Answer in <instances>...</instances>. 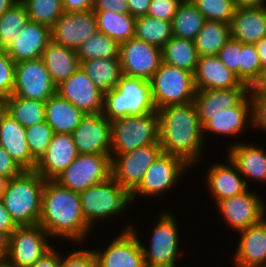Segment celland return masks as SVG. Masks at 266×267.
Segmentation results:
<instances>
[{
  "mask_svg": "<svg viewBox=\"0 0 266 267\" xmlns=\"http://www.w3.org/2000/svg\"><path fill=\"white\" fill-rule=\"evenodd\" d=\"M158 112L159 144L162 151L196 163L203 150L202 126L193 102L165 106Z\"/></svg>",
  "mask_w": 266,
  "mask_h": 267,
  "instance_id": "obj_1",
  "label": "cell"
},
{
  "mask_svg": "<svg viewBox=\"0 0 266 267\" xmlns=\"http://www.w3.org/2000/svg\"><path fill=\"white\" fill-rule=\"evenodd\" d=\"M41 225L49 236L83 241L90 227L83 218L81 199L77 192L46 180L42 192Z\"/></svg>",
  "mask_w": 266,
  "mask_h": 267,
  "instance_id": "obj_2",
  "label": "cell"
},
{
  "mask_svg": "<svg viewBox=\"0 0 266 267\" xmlns=\"http://www.w3.org/2000/svg\"><path fill=\"white\" fill-rule=\"evenodd\" d=\"M45 181L35 170H24L9 179L2 200L17 226L39 223Z\"/></svg>",
  "mask_w": 266,
  "mask_h": 267,
  "instance_id": "obj_3",
  "label": "cell"
},
{
  "mask_svg": "<svg viewBox=\"0 0 266 267\" xmlns=\"http://www.w3.org/2000/svg\"><path fill=\"white\" fill-rule=\"evenodd\" d=\"M155 111L150 80L122 75L117 86L104 93L103 115L110 121Z\"/></svg>",
  "mask_w": 266,
  "mask_h": 267,
  "instance_id": "obj_4",
  "label": "cell"
},
{
  "mask_svg": "<svg viewBox=\"0 0 266 267\" xmlns=\"http://www.w3.org/2000/svg\"><path fill=\"white\" fill-rule=\"evenodd\" d=\"M151 144H159L157 111L111 121L112 158Z\"/></svg>",
  "mask_w": 266,
  "mask_h": 267,
  "instance_id": "obj_5",
  "label": "cell"
},
{
  "mask_svg": "<svg viewBox=\"0 0 266 267\" xmlns=\"http://www.w3.org/2000/svg\"><path fill=\"white\" fill-rule=\"evenodd\" d=\"M82 215L89 227L97 219L118 215L133 202L132 191L123 188L113 177L79 193Z\"/></svg>",
  "mask_w": 266,
  "mask_h": 267,
  "instance_id": "obj_6",
  "label": "cell"
},
{
  "mask_svg": "<svg viewBox=\"0 0 266 267\" xmlns=\"http://www.w3.org/2000/svg\"><path fill=\"white\" fill-rule=\"evenodd\" d=\"M150 87L156 110L169 105L189 104L196 93L192 72L164 62L150 79Z\"/></svg>",
  "mask_w": 266,
  "mask_h": 267,
  "instance_id": "obj_7",
  "label": "cell"
},
{
  "mask_svg": "<svg viewBox=\"0 0 266 267\" xmlns=\"http://www.w3.org/2000/svg\"><path fill=\"white\" fill-rule=\"evenodd\" d=\"M112 177V157L107 154H79L54 180L80 193Z\"/></svg>",
  "mask_w": 266,
  "mask_h": 267,
  "instance_id": "obj_8",
  "label": "cell"
},
{
  "mask_svg": "<svg viewBox=\"0 0 266 267\" xmlns=\"http://www.w3.org/2000/svg\"><path fill=\"white\" fill-rule=\"evenodd\" d=\"M56 87L42 58L16 63L12 95L46 102L56 93Z\"/></svg>",
  "mask_w": 266,
  "mask_h": 267,
  "instance_id": "obj_9",
  "label": "cell"
},
{
  "mask_svg": "<svg viewBox=\"0 0 266 267\" xmlns=\"http://www.w3.org/2000/svg\"><path fill=\"white\" fill-rule=\"evenodd\" d=\"M160 144H151L112 158V177L126 190L133 191L147 169L162 153Z\"/></svg>",
  "mask_w": 266,
  "mask_h": 267,
  "instance_id": "obj_10",
  "label": "cell"
},
{
  "mask_svg": "<svg viewBox=\"0 0 266 267\" xmlns=\"http://www.w3.org/2000/svg\"><path fill=\"white\" fill-rule=\"evenodd\" d=\"M47 237L49 234L39 224L18 226L9 236L7 259L18 267L33 265L52 249Z\"/></svg>",
  "mask_w": 266,
  "mask_h": 267,
  "instance_id": "obj_11",
  "label": "cell"
},
{
  "mask_svg": "<svg viewBox=\"0 0 266 267\" xmlns=\"http://www.w3.org/2000/svg\"><path fill=\"white\" fill-rule=\"evenodd\" d=\"M174 215L166 213L160 216L153 231L150 249L142 245L147 267H176L178 254V228Z\"/></svg>",
  "mask_w": 266,
  "mask_h": 267,
  "instance_id": "obj_12",
  "label": "cell"
},
{
  "mask_svg": "<svg viewBox=\"0 0 266 267\" xmlns=\"http://www.w3.org/2000/svg\"><path fill=\"white\" fill-rule=\"evenodd\" d=\"M122 75L150 80L163 62L162 49L135 37L120 44Z\"/></svg>",
  "mask_w": 266,
  "mask_h": 267,
  "instance_id": "obj_13",
  "label": "cell"
},
{
  "mask_svg": "<svg viewBox=\"0 0 266 267\" xmlns=\"http://www.w3.org/2000/svg\"><path fill=\"white\" fill-rule=\"evenodd\" d=\"M72 137L78 154H107L112 157L111 121L103 113L84 114Z\"/></svg>",
  "mask_w": 266,
  "mask_h": 267,
  "instance_id": "obj_14",
  "label": "cell"
},
{
  "mask_svg": "<svg viewBox=\"0 0 266 267\" xmlns=\"http://www.w3.org/2000/svg\"><path fill=\"white\" fill-rule=\"evenodd\" d=\"M189 165L180 157L162 152L154 163L147 169L140 184L132 191L133 200L137 194L154 196L167 191L176 184L179 175ZM184 168V170H183Z\"/></svg>",
  "mask_w": 266,
  "mask_h": 267,
  "instance_id": "obj_15",
  "label": "cell"
},
{
  "mask_svg": "<svg viewBox=\"0 0 266 267\" xmlns=\"http://www.w3.org/2000/svg\"><path fill=\"white\" fill-rule=\"evenodd\" d=\"M98 267H147L141 241L133 226L125 228L109 246L100 252L93 250Z\"/></svg>",
  "mask_w": 266,
  "mask_h": 267,
  "instance_id": "obj_16",
  "label": "cell"
},
{
  "mask_svg": "<svg viewBox=\"0 0 266 267\" xmlns=\"http://www.w3.org/2000/svg\"><path fill=\"white\" fill-rule=\"evenodd\" d=\"M97 31V20L93 10L65 12L51 27V40L77 50Z\"/></svg>",
  "mask_w": 266,
  "mask_h": 267,
  "instance_id": "obj_17",
  "label": "cell"
},
{
  "mask_svg": "<svg viewBox=\"0 0 266 267\" xmlns=\"http://www.w3.org/2000/svg\"><path fill=\"white\" fill-rule=\"evenodd\" d=\"M56 93L85 114L103 113L104 93L93 84L81 67L57 85Z\"/></svg>",
  "mask_w": 266,
  "mask_h": 267,
  "instance_id": "obj_18",
  "label": "cell"
},
{
  "mask_svg": "<svg viewBox=\"0 0 266 267\" xmlns=\"http://www.w3.org/2000/svg\"><path fill=\"white\" fill-rule=\"evenodd\" d=\"M217 206L229 226L239 232L261 221L266 208L259 196L248 190L218 201Z\"/></svg>",
  "mask_w": 266,
  "mask_h": 267,
  "instance_id": "obj_19",
  "label": "cell"
},
{
  "mask_svg": "<svg viewBox=\"0 0 266 267\" xmlns=\"http://www.w3.org/2000/svg\"><path fill=\"white\" fill-rule=\"evenodd\" d=\"M250 106L251 109H249ZM197 114L202 126V133L210 131L219 135L225 134L226 136H234L243 131V128H245L249 118L252 122V101L248 93L234 107L221 110L217 113Z\"/></svg>",
  "mask_w": 266,
  "mask_h": 267,
  "instance_id": "obj_20",
  "label": "cell"
},
{
  "mask_svg": "<svg viewBox=\"0 0 266 267\" xmlns=\"http://www.w3.org/2000/svg\"><path fill=\"white\" fill-rule=\"evenodd\" d=\"M78 155L72 134L54 133L45 153L37 161L35 171L45 180H54Z\"/></svg>",
  "mask_w": 266,
  "mask_h": 267,
  "instance_id": "obj_21",
  "label": "cell"
},
{
  "mask_svg": "<svg viewBox=\"0 0 266 267\" xmlns=\"http://www.w3.org/2000/svg\"><path fill=\"white\" fill-rule=\"evenodd\" d=\"M51 41V28L29 20L25 28L4 50L15 63L41 58Z\"/></svg>",
  "mask_w": 266,
  "mask_h": 267,
  "instance_id": "obj_22",
  "label": "cell"
},
{
  "mask_svg": "<svg viewBox=\"0 0 266 267\" xmlns=\"http://www.w3.org/2000/svg\"><path fill=\"white\" fill-rule=\"evenodd\" d=\"M196 90L248 88L215 56H201L194 72Z\"/></svg>",
  "mask_w": 266,
  "mask_h": 267,
  "instance_id": "obj_23",
  "label": "cell"
},
{
  "mask_svg": "<svg viewBox=\"0 0 266 267\" xmlns=\"http://www.w3.org/2000/svg\"><path fill=\"white\" fill-rule=\"evenodd\" d=\"M240 232L235 267H266V218Z\"/></svg>",
  "mask_w": 266,
  "mask_h": 267,
  "instance_id": "obj_24",
  "label": "cell"
},
{
  "mask_svg": "<svg viewBox=\"0 0 266 267\" xmlns=\"http://www.w3.org/2000/svg\"><path fill=\"white\" fill-rule=\"evenodd\" d=\"M0 146L23 170H35L37 160L29 150L26 128L8 113L0 121Z\"/></svg>",
  "mask_w": 266,
  "mask_h": 267,
  "instance_id": "obj_25",
  "label": "cell"
},
{
  "mask_svg": "<svg viewBox=\"0 0 266 267\" xmlns=\"http://www.w3.org/2000/svg\"><path fill=\"white\" fill-rule=\"evenodd\" d=\"M231 25V38L256 44L266 37V6L237 7Z\"/></svg>",
  "mask_w": 266,
  "mask_h": 267,
  "instance_id": "obj_26",
  "label": "cell"
},
{
  "mask_svg": "<svg viewBox=\"0 0 266 267\" xmlns=\"http://www.w3.org/2000/svg\"><path fill=\"white\" fill-rule=\"evenodd\" d=\"M230 166L215 164L208 171V190L216 203L222 199L240 195L247 191L248 183L243 180L237 166L229 159Z\"/></svg>",
  "mask_w": 266,
  "mask_h": 267,
  "instance_id": "obj_27",
  "label": "cell"
},
{
  "mask_svg": "<svg viewBox=\"0 0 266 267\" xmlns=\"http://www.w3.org/2000/svg\"><path fill=\"white\" fill-rule=\"evenodd\" d=\"M41 58L56 86L80 68L76 50L57 44L52 40L44 49Z\"/></svg>",
  "mask_w": 266,
  "mask_h": 267,
  "instance_id": "obj_28",
  "label": "cell"
},
{
  "mask_svg": "<svg viewBox=\"0 0 266 267\" xmlns=\"http://www.w3.org/2000/svg\"><path fill=\"white\" fill-rule=\"evenodd\" d=\"M84 114L57 93L45 102V121L54 133L72 134Z\"/></svg>",
  "mask_w": 266,
  "mask_h": 267,
  "instance_id": "obj_29",
  "label": "cell"
},
{
  "mask_svg": "<svg viewBox=\"0 0 266 267\" xmlns=\"http://www.w3.org/2000/svg\"><path fill=\"white\" fill-rule=\"evenodd\" d=\"M228 154V159L237 166L245 179L266 181V152L263 148L238 143L233 144Z\"/></svg>",
  "mask_w": 266,
  "mask_h": 267,
  "instance_id": "obj_30",
  "label": "cell"
},
{
  "mask_svg": "<svg viewBox=\"0 0 266 267\" xmlns=\"http://www.w3.org/2000/svg\"><path fill=\"white\" fill-rule=\"evenodd\" d=\"M248 93V88L196 90L193 103L197 113H217L236 106Z\"/></svg>",
  "mask_w": 266,
  "mask_h": 267,
  "instance_id": "obj_31",
  "label": "cell"
},
{
  "mask_svg": "<svg viewBox=\"0 0 266 267\" xmlns=\"http://www.w3.org/2000/svg\"><path fill=\"white\" fill-rule=\"evenodd\" d=\"M80 67L103 93L114 89L122 77L119 57L82 61Z\"/></svg>",
  "mask_w": 266,
  "mask_h": 267,
  "instance_id": "obj_32",
  "label": "cell"
},
{
  "mask_svg": "<svg viewBox=\"0 0 266 267\" xmlns=\"http://www.w3.org/2000/svg\"><path fill=\"white\" fill-rule=\"evenodd\" d=\"M99 32L106 34L119 44L128 41L135 35L136 18L130 13L112 11H94Z\"/></svg>",
  "mask_w": 266,
  "mask_h": 267,
  "instance_id": "obj_33",
  "label": "cell"
},
{
  "mask_svg": "<svg viewBox=\"0 0 266 267\" xmlns=\"http://www.w3.org/2000/svg\"><path fill=\"white\" fill-rule=\"evenodd\" d=\"M231 39V25L206 20L194 43L199 57L218 55L219 50Z\"/></svg>",
  "mask_w": 266,
  "mask_h": 267,
  "instance_id": "obj_34",
  "label": "cell"
},
{
  "mask_svg": "<svg viewBox=\"0 0 266 267\" xmlns=\"http://www.w3.org/2000/svg\"><path fill=\"white\" fill-rule=\"evenodd\" d=\"M163 62L194 74L199 55L193 40L172 36L162 48Z\"/></svg>",
  "mask_w": 266,
  "mask_h": 267,
  "instance_id": "obj_35",
  "label": "cell"
},
{
  "mask_svg": "<svg viewBox=\"0 0 266 267\" xmlns=\"http://www.w3.org/2000/svg\"><path fill=\"white\" fill-rule=\"evenodd\" d=\"M206 19L190 0H183L172 20V35L195 40Z\"/></svg>",
  "mask_w": 266,
  "mask_h": 267,
  "instance_id": "obj_36",
  "label": "cell"
},
{
  "mask_svg": "<svg viewBox=\"0 0 266 267\" xmlns=\"http://www.w3.org/2000/svg\"><path fill=\"white\" fill-rule=\"evenodd\" d=\"M172 36L171 21L160 20L147 15L136 18L135 38L162 49Z\"/></svg>",
  "mask_w": 266,
  "mask_h": 267,
  "instance_id": "obj_37",
  "label": "cell"
},
{
  "mask_svg": "<svg viewBox=\"0 0 266 267\" xmlns=\"http://www.w3.org/2000/svg\"><path fill=\"white\" fill-rule=\"evenodd\" d=\"M8 114L28 128L45 121V102L11 95L8 100Z\"/></svg>",
  "mask_w": 266,
  "mask_h": 267,
  "instance_id": "obj_38",
  "label": "cell"
},
{
  "mask_svg": "<svg viewBox=\"0 0 266 267\" xmlns=\"http://www.w3.org/2000/svg\"><path fill=\"white\" fill-rule=\"evenodd\" d=\"M119 51L120 44L117 41L97 31L77 48L76 53L79 62H82L97 58L119 57Z\"/></svg>",
  "mask_w": 266,
  "mask_h": 267,
  "instance_id": "obj_39",
  "label": "cell"
},
{
  "mask_svg": "<svg viewBox=\"0 0 266 267\" xmlns=\"http://www.w3.org/2000/svg\"><path fill=\"white\" fill-rule=\"evenodd\" d=\"M30 20L26 7L18 1L0 17V50H5Z\"/></svg>",
  "mask_w": 266,
  "mask_h": 267,
  "instance_id": "obj_40",
  "label": "cell"
},
{
  "mask_svg": "<svg viewBox=\"0 0 266 267\" xmlns=\"http://www.w3.org/2000/svg\"><path fill=\"white\" fill-rule=\"evenodd\" d=\"M31 21L50 28L65 13L62 0H21Z\"/></svg>",
  "mask_w": 266,
  "mask_h": 267,
  "instance_id": "obj_41",
  "label": "cell"
},
{
  "mask_svg": "<svg viewBox=\"0 0 266 267\" xmlns=\"http://www.w3.org/2000/svg\"><path fill=\"white\" fill-rule=\"evenodd\" d=\"M206 20L230 24L236 11L234 0H190Z\"/></svg>",
  "mask_w": 266,
  "mask_h": 267,
  "instance_id": "obj_42",
  "label": "cell"
},
{
  "mask_svg": "<svg viewBox=\"0 0 266 267\" xmlns=\"http://www.w3.org/2000/svg\"><path fill=\"white\" fill-rule=\"evenodd\" d=\"M240 81L248 87L258 77L262 64L255 44L242 43L240 51Z\"/></svg>",
  "mask_w": 266,
  "mask_h": 267,
  "instance_id": "obj_43",
  "label": "cell"
},
{
  "mask_svg": "<svg viewBox=\"0 0 266 267\" xmlns=\"http://www.w3.org/2000/svg\"><path fill=\"white\" fill-rule=\"evenodd\" d=\"M53 130L46 121L26 128V139L31 155L38 161L48 148Z\"/></svg>",
  "mask_w": 266,
  "mask_h": 267,
  "instance_id": "obj_44",
  "label": "cell"
},
{
  "mask_svg": "<svg viewBox=\"0 0 266 267\" xmlns=\"http://www.w3.org/2000/svg\"><path fill=\"white\" fill-rule=\"evenodd\" d=\"M14 60L4 51L0 50V95L9 97L13 93L15 84Z\"/></svg>",
  "mask_w": 266,
  "mask_h": 267,
  "instance_id": "obj_45",
  "label": "cell"
},
{
  "mask_svg": "<svg viewBox=\"0 0 266 267\" xmlns=\"http://www.w3.org/2000/svg\"><path fill=\"white\" fill-rule=\"evenodd\" d=\"M242 42L230 39L219 50L218 58L240 80V51Z\"/></svg>",
  "mask_w": 266,
  "mask_h": 267,
  "instance_id": "obj_46",
  "label": "cell"
},
{
  "mask_svg": "<svg viewBox=\"0 0 266 267\" xmlns=\"http://www.w3.org/2000/svg\"><path fill=\"white\" fill-rule=\"evenodd\" d=\"M183 0H151L147 16L171 21Z\"/></svg>",
  "mask_w": 266,
  "mask_h": 267,
  "instance_id": "obj_47",
  "label": "cell"
},
{
  "mask_svg": "<svg viewBox=\"0 0 266 267\" xmlns=\"http://www.w3.org/2000/svg\"><path fill=\"white\" fill-rule=\"evenodd\" d=\"M60 267H98L95 253L91 250L74 251L61 258Z\"/></svg>",
  "mask_w": 266,
  "mask_h": 267,
  "instance_id": "obj_48",
  "label": "cell"
},
{
  "mask_svg": "<svg viewBox=\"0 0 266 267\" xmlns=\"http://www.w3.org/2000/svg\"><path fill=\"white\" fill-rule=\"evenodd\" d=\"M23 171L10 154L0 146V175L11 179L20 175Z\"/></svg>",
  "mask_w": 266,
  "mask_h": 267,
  "instance_id": "obj_49",
  "label": "cell"
},
{
  "mask_svg": "<svg viewBox=\"0 0 266 267\" xmlns=\"http://www.w3.org/2000/svg\"><path fill=\"white\" fill-rule=\"evenodd\" d=\"M252 101V125L266 130V97H250Z\"/></svg>",
  "mask_w": 266,
  "mask_h": 267,
  "instance_id": "obj_50",
  "label": "cell"
},
{
  "mask_svg": "<svg viewBox=\"0 0 266 267\" xmlns=\"http://www.w3.org/2000/svg\"><path fill=\"white\" fill-rule=\"evenodd\" d=\"M92 10L129 13V6L127 0H95Z\"/></svg>",
  "mask_w": 266,
  "mask_h": 267,
  "instance_id": "obj_51",
  "label": "cell"
},
{
  "mask_svg": "<svg viewBox=\"0 0 266 267\" xmlns=\"http://www.w3.org/2000/svg\"><path fill=\"white\" fill-rule=\"evenodd\" d=\"M250 97H266V66L262 67L258 77L248 87Z\"/></svg>",
  "mask_w": 266,
  "mask_h": 267,
  "instance_id": "obj_52",
  "label": "cell"
},
{
  "mask_svg": "<svg viewBox=\"0 0 266 267\" xmlns=\"http://www.w3.org/2000/svg\"><path fill=\"white\" fill-rule=\"evenodd\" d=\"M64 12H83L92 10L95 0H62Z\"/></svg>",
  "mask_w": 266,
  "mask_h": 267,
  "instance_id": "obj_53",
  "label": "cell"
},
{
  "mask_svg": "<svg viewBox=\"0 0 266 267\" xmlns=\"http://www.w3.org/2000/svg\"><path fill=\"white\" fill-rule=\"evenodd\" d=\"M18 226L12 220L10 213L5 208L4 202L0 199V232L5 233L10 236V234Z\"/></svg>",
  "mask_w": 266,
  "mask_h": 267,
  "instance_id": "obj_54",
  "label": "cell"
},
{
  "mask_svg": "<svg viewBox=\"0 0 266 267\" xmlns=\"http://www.w3.org/2000/svg\"><path fill=\"white\" fill-rule=\"evenodd\" d=\"M61 256L52 248L33 265L27 267H60Z\"/></svg>",
  "mask_w": 266,
  "mask_h": 267,
  "instance_id": "obj_55",
  "label": "cell"
},
{
  "mask_svg": "<svg viewBox=\"0 0 266 267\" xmlns=\"http://www.w3.org/2000/svg\"><path fill=\"white\" fill-rule=\"evenodd\" d=\"M151 0H127L129 6V13L137 18L140 16H146Z\"/></svg>",
  "mask_w": 266,
  "mask_h": 267,
  "instance_id": "obj_56",
  "label": "cell"
},
{
  "mask_svg": "<svg viewBox=\"0 0 266 267\" xmlns=\"http://www.w3.org/2000/svg\"><path fill=\"white\" fill-rule=\"evenodd\" d=\"M9 251V235L0 232V261L7 259Z\"/></svg>",
  "mask_w": 266,
  "mask_h": 267,
  "instance_id": "obj_57",
  "label": "cell"
},
{
  "mask_svg": "<svg viewBox=\"0 0 266 267\" xmlns=\"http://www.w3.org/2000/svg\"><path fill=\"white\" fill-rule=\"evenodd\" d=\"M256 50L259 54L260 62L262 67L266 66V37L262 38L256 44Z\"/></svg>",
  "mask_w": 266,
  "mask_h": 267,
  "instance_id": "obj_58",
  "label": "cell"
},
{
  "mask_svg": "<svg viewBox=\"0 0 266 267\" xmlns=\"http://www.w3.org/2000/svg\"><path fill=\"white\" fill-rule=\"evenodd\" d=\"M236 7H264L265 0H234Z\"/></svg>",
  "mask_w": 266,
  "mask_h": 267,
  "instance_id": "obj_59",
  "label": "cell"
},
{
  "mask_svg": "<svg viewBox=\"0 0 266 267\" xmlns=\"http://www.w3.org/2000/svg\"><path fill=\"white\" fill-rule=\"evenodd\" d=\"M8 100L9 97L0 95V121L8 113Z\"/></svg>",
  "mask_w": 266,
  "mask_h": 267,
  "instance_id": "obj_60",
  "label": "cell"
},
{
  "mask_svg": "<svg viewBox=\"0 0 266 267\" xmlns=\"http://www.w3.org/2000/svg\"><path fill=\"white\" fill-rule=\"evenodd\" d=\"M19 0H0V17Z\"/></svg>",
  "mask_w": 266,
  "mask_h": 267,
  "instance_id": "obj_61",
  "label": "cell"
},
{
  "mask_svg": "<svg viewBox=\"0 0 266 267\" xmlns=\"http://www.w3.org/2000/svg\"><path fill=\"white\" fill-rule=\"evenodd\" d=\"M8 181H9L8 177L0 175V199H2L3 197Z\"/></svg>",
  "mask_w": 266,
  "mask_h": 267,
  "instance_id": "obj_62",
  "label": "cell"
},
{
  "mask_svg": "<svg viewBox=\"0 0 266 267\" xmlns=\"http://www.w3.org/2000/svg\"><path fill=\"white\" fill-rule=\"evenodd\" d=\"M0 267H18L15 264H13L10 260L5 259L0 261Z\"/></svg>",
  "mask_w": 266,
  "mask_h": 267,
  "instance_id": "obj_63",
  "label": "cell"
}]
</instances>
